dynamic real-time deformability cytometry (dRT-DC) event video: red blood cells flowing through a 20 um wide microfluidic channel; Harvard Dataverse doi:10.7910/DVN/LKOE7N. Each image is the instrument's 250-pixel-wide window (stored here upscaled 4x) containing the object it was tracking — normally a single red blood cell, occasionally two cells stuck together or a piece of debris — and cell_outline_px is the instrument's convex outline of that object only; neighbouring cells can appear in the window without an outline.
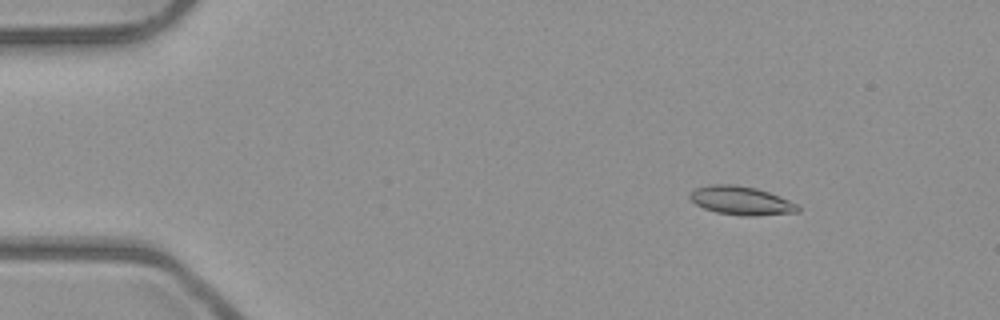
{"species": "common noctule bat (a hibernating species)", "species_latin": "Nyctalus noctula", "temperature_condition": "room temperature", "stored_images_in_passage": 53, "camera_frame_rate_fps": 3000, "um_per_image_px": 0.085, "animal": {"sex": "male", "body_mass_g": 23.1, "forearm_length_mm": 52.7}, "frame": {"image": 1, "passage_image": 8, "time_ms": 2.333, "image_size_px": [1000, 320], "cell_outline_px": [[800, 212], [756, 216], [744, 216], [716, 212], [704, 208], [696, 204], [688, 196], [696, 188], [712, 184], [736, 184], [756, 188], [780, 196], [800, 204]], "centroid_in_image_um": [63.06, 17.06], "position_along_channel_um": 21.9, "area_um2": 18.15}}
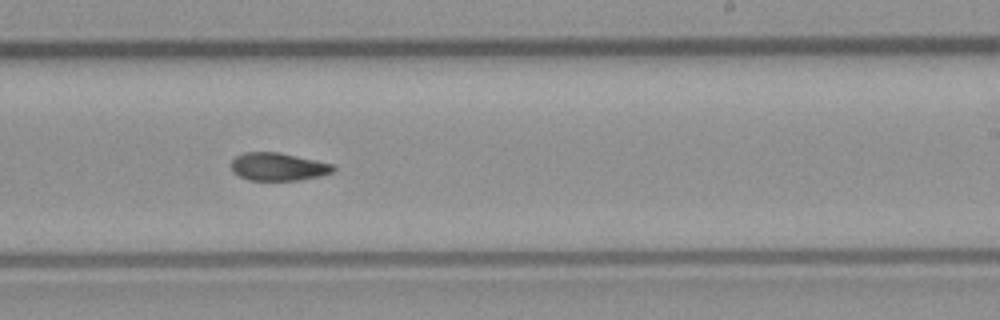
{"frame": {"image": 2, "passage_image": 33, "time_ms": 10.667, "image_size_px": [1000, 320], "cell_outline_px": [[336, 168], [332, 172], [320, 176], [296, 180], [248, 180], [232, 172], [232, 160], [236, 156], [244, 152], [280, 152], [332, 164]], "centroid_in_image_um": [23.62, 14.17], "position_along_channel_um": 265.4, "area_um2": 16.47}}
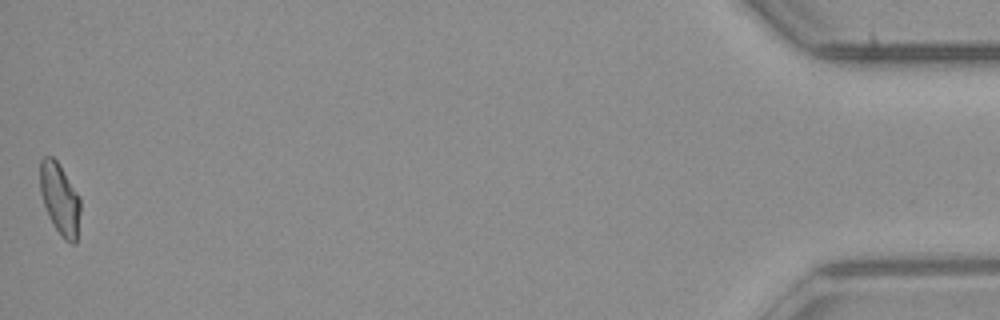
{"frame": {"image": 3, "passage_image": 53, "time_ms": 17.333, "image_size_px": [1000, 320], "cell_outline_px": [[80, 212], [76, 244], [72, 244], [64, 240], [52, 224], [48, 216], [40, 192], [40, 160], [44, 156], [52, 156], [60, 164], [80, 196]], "centroid_in_image_um": [5.09, 16.91], "position_along_channel_um": 430.1, "area_um2": 17.05}, "authors_computed_cell_mechanics": {"area_um2": 16.9932, "velocity_mm_per_s": 3.9712, "shape_relaxation_time_tau1_ms": 10.8706, "shape_relaxation_time_tau2_ms": 2.5207, "deformation_change_tau1": 0.2271, "deformation_change_tau2": 0.0731}}